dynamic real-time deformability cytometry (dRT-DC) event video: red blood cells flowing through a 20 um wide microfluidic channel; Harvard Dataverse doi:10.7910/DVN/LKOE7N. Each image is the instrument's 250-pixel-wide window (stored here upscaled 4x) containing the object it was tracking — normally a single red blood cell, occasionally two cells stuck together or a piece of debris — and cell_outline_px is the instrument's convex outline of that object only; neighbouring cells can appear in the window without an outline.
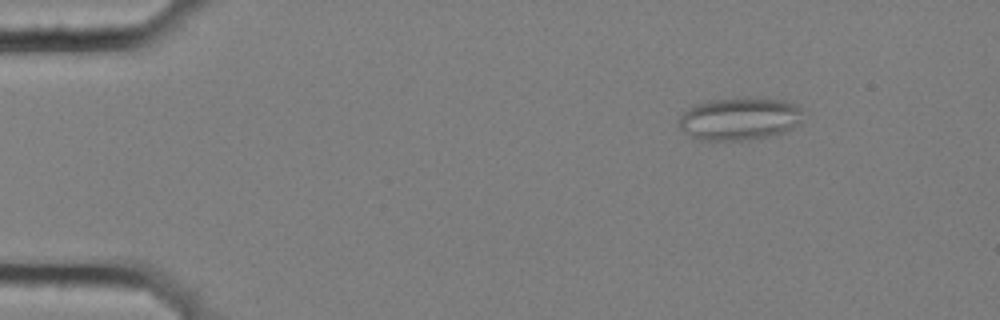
{"species": "common noctule bat (a hibernating species)", "species_latin": "Nyctalus noctula", "temperature_condition": "cold", "stored_images_in_passage": 4, "camera_frame_rate_fps": 3000, "um_per_image_px": 0.085, "animal": {"sex": "female", "body_mass_g": 25.1}, "frame": {"image": 1, "passage_image": 1, "time_ms": 0.0, "image_size_px": [1000, 320], "cell_outline_px": [[800, 124], [776, 136], [748, 140], [700, 140], [688, 136], [680, 128], [680, 116], [688, 108], [696, 104], [708, 100], [784, 100], [796, 104], [800, 108]], "centroid_in_image_um": [62.84, 10.15], "position_along_channel_um": 22.2, "area_um2": 30.35}}
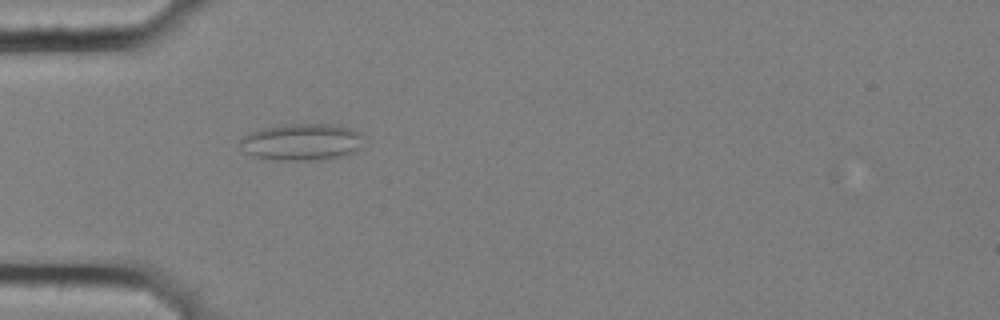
{"frame": {"image": 2, "passage_image": 4, "time_ms": 1.0, "image_size_px": [1000, 320], "cell_outline_px": [[364, 136], [360, 148], [356, 152], [344, 156], [328, 160], [280, 160], [252, 156], [244, 152], [240, 144], [240, 140], [244, 136], [252, 132], [264, 128], [288, 124], [332, 124], [348, 128], [360, 132]], "centroid_in_image_um": [25.7, 12.09], "position_along_channel_um": 59.3, "area_um2": 26.7}}